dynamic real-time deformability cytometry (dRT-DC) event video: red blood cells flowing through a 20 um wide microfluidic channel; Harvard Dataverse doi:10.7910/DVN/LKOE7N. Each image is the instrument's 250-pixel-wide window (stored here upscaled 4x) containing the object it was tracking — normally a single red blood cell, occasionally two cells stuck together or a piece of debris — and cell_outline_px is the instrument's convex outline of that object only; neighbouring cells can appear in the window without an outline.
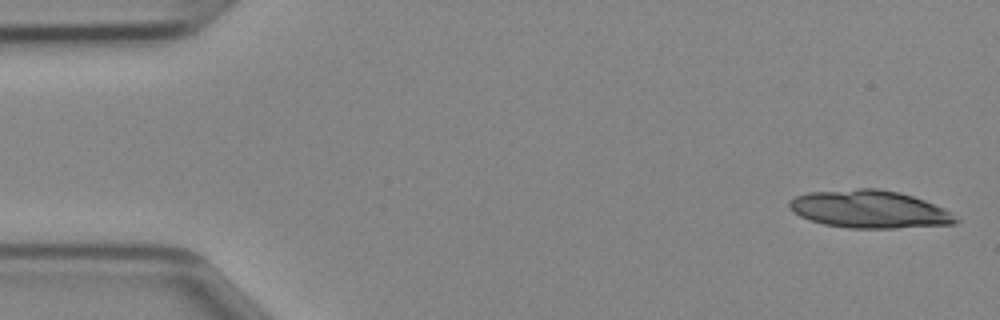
{"species": "Egyptian fruit bat (a non-hibernating species)", "species_latin": "Rousettus aegyptiacus", "temperature_condition": "cold", "stored_images_in_passage": 16, "segment_of_instrument_passage": [1, 2], "camera_frame_rate_fps": 3000, "um_per_image_px": 0.085, "animal": {"sex": "female"}, "frame": {"image": 1, "passage_image": 1, "time_ms": 0.0, "image_size_px": [1000, 320], "cell_outline_px": [[960, 220], [956, 224], [896, 228], [848, 228], [824, 224], [800, 216], [792, 212], [788, 208], [788, 200], [796, 196], [808, 192], [860, 188], [876, 188], [896, 192], [912, 196], [924, 200], [944, 208], [952, 212]], "centroid_in_image_um": [73.9, 17.79], "position_along_channel_um": 11.1, "area_um2": 36.7}}